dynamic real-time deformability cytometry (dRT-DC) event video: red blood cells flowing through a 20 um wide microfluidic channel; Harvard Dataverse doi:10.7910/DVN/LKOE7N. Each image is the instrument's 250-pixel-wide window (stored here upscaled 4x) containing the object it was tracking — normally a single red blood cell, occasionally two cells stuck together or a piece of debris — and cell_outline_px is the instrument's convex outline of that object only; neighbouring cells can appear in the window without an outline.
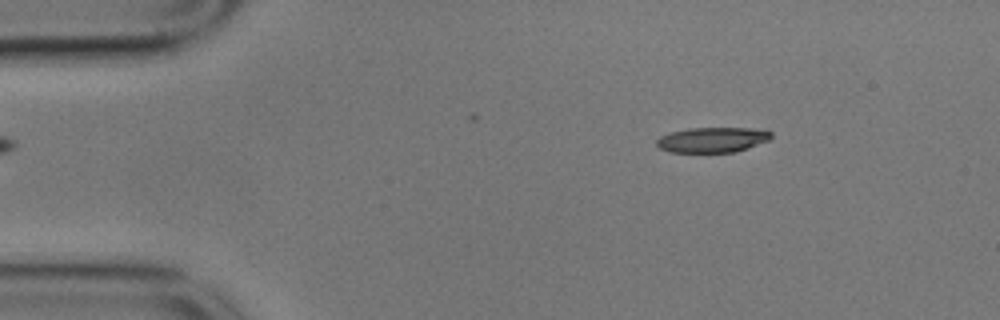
{"species": "common noctule bat (a hibernating species)", "species_latin": "Nyctalus noctula", "temperature_condition": "cold", "stored_images_in_passage": 39, "camera_frame_rate_fps": 3000, "um_per_image_px": 0.085, "animal": {"sex": "male", "body_mass_g": 17.9}, "frame": {"image": 1, "passage_image": 7, "time_ms": 2.0, "image_size_px": [1000, 320], "cell_outline_px": [[772, 136], [768, 140], [748, 148], [736, 152], [668, 152], [660, 148], [656, 144], [656, 140], [660, 136], [672, 132], [688, 128], [748, 128], [772, 132]], "centroid_in_image_um": [60.53, 11.89], "position_along_channel_um": 24.5, "area_um2": 16.7}}
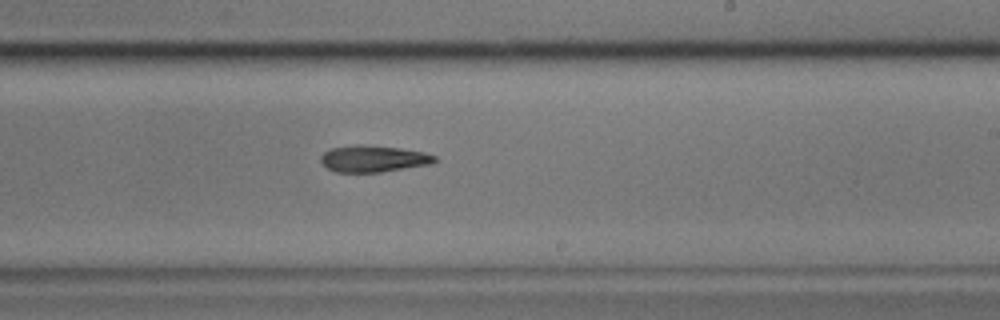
{"frame": {"image": 2, "passage_image": 32, "time_ms": 10.333, "image_size_px": [1000, 320], "cell_outline_px": [[436, 160], [432, 164], [380, 172], [336, 172], [328, 168], [320, 160], [320, 156], [324, 152], [332, 148], [356, 144], [364, 144], [400, 148], [424, 152], [436, 156]], "centroid_in_image_um": [31.74, 13.48], "position_along_channel_um": 257.3, "area_um2": 17.69}}
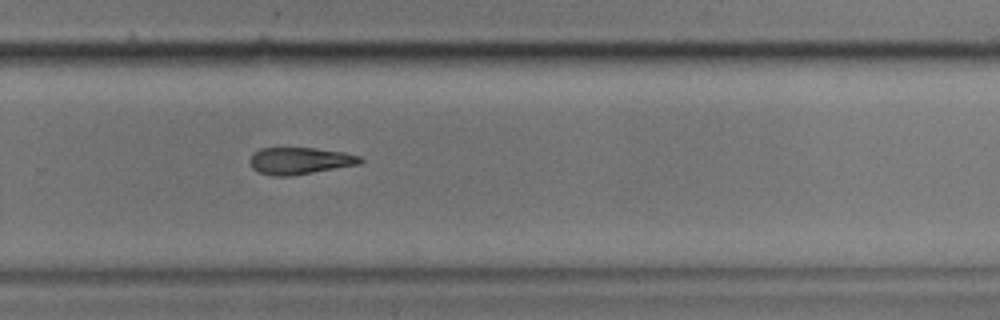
{"frame": {"image": 3, "passage_image": 36, "time_ms": 11.667, "image_size_px": [1000, 320], "cell_outline_px": [[364, 160], [360, 164], [288, 176], [272, 176], [260, 172], [252, 168], [248, 160], [260, 148], [316, 148], [344, 152], [360, 156]], "centroid_in_image_um": [25.49, 13.66], "position_along_channel_um": 304.3, "area_um2": 17.17}}